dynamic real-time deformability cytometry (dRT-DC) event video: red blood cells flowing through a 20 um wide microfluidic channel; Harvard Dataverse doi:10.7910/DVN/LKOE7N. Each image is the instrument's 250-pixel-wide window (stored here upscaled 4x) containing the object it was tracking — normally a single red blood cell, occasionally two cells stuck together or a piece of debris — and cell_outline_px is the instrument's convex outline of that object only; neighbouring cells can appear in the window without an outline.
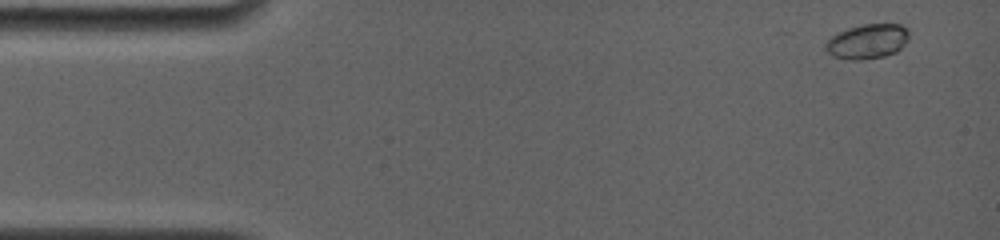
{"species": "common noctule bat (a hibernating species)", "species_latin": "Nyctalus noctula", "temperature_condition": "room temperature", "stored_images_in_passage": 40, "camera_frame_rate_fps": 4000, "um_per_image_px": 0.085, "animal": {"sex": "female", "body_mass_g": 19.0, "forearm_length_mm": 56.7}, "frame": {"image": 1, "passage_image": 2, "time_ms": 0.5, "image_size_px": [1000, 240], "cell_outline_px": [[908, 40], [896, 52], [884, 56], [860, 60], [852, 60], [832, 56], [824, 48], [824, 44], [836, 32], [848, 28], [864, 24], [900, 24], [908, 28]], "centroid_in_image_um": [73.71, 3.51], "position_along_channel_um": 11.3, "area_um2": 16.94}}
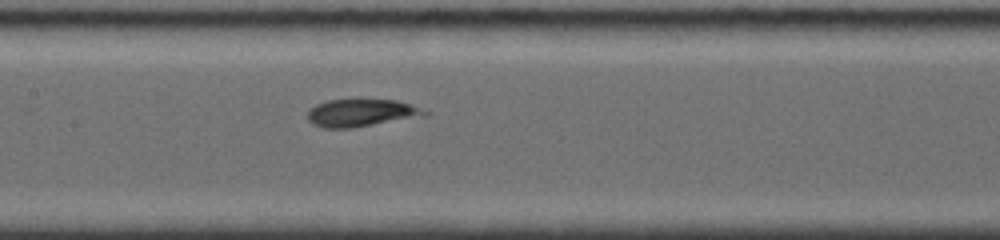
{"frame": {"image": 2, "passage_image": 19, "time_ms": 7.75, "image_size_px": [1000, 240], "cell_outline_px": [[428, 116], [352, 128], [324, 128], [312, 124], [308, 120], [308, 108], [316, 104], [328, 100], [396, 100], [412, 104], [428, 112]], "centroid_in_image_um": [30.72, 9.6], "position_along_channel_um": 176.7, "area_um2": 18.96}}
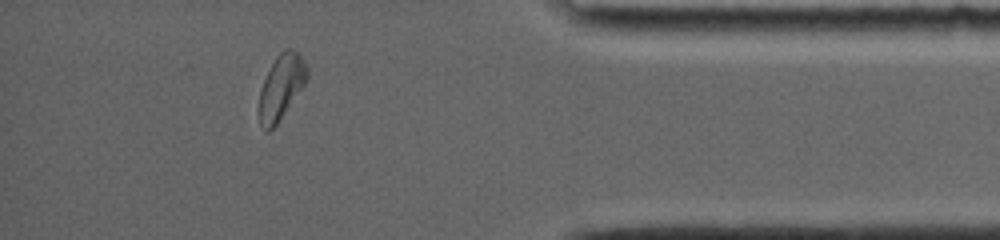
{"frame": {"image": 3, "passage_image": 35, "time_ms": 14.5, "image_size_px": [1000, 240], "cell_outline_px": [[308, 76], [304, 84], [276, 124], [268, 132], [260, 124], [256, 112], [260, 88], [276, 56], [284, 48], [292, 48], [304, 60], [308, 68]], "centroid_in_image_um": [23.86, 7.39], "position_along_channel_um": 411.3, "area_um2": 18.03}}